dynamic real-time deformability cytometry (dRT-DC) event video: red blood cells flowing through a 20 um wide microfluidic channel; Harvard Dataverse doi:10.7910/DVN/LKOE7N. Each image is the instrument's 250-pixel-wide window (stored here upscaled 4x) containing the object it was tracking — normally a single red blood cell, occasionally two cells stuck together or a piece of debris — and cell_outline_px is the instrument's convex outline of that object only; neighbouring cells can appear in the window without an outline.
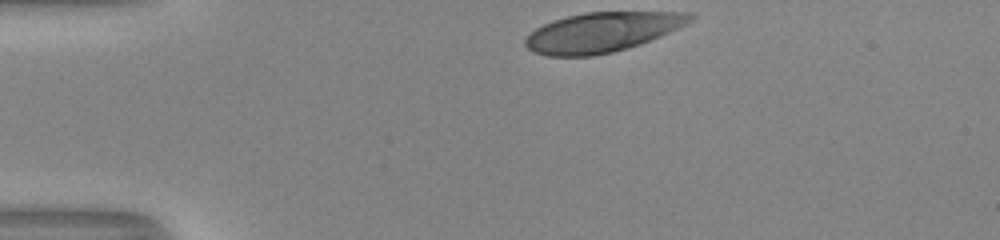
{"species": "human", "species_latin": "Homo sapiens", "temperature_condition": "room temperature", "stored_images_in_passage": 32, "camera_frame_rate_fps": 3000, "um_per_image_px": 0.085, "donor": {"sex": "male"}, "frame": {"image": 1, "passage_image": 1, "time_ms": 0.0, "image_size_px": [1000, 240], "cell_outline_px": [[696, 16], [692, 20], [660, 36], [640, 44], [628, 48], [612, 52], [592, 56], [548, 56], [536, 52], [528, 48], [524, 44], [524, 40], [536, 28], [552, 20], [584, 12], [688, 12]], "centroid_in_image_um": [51.16, 2.73], "position_along_channel_um": 33.8, "area_um2": 37.8}}
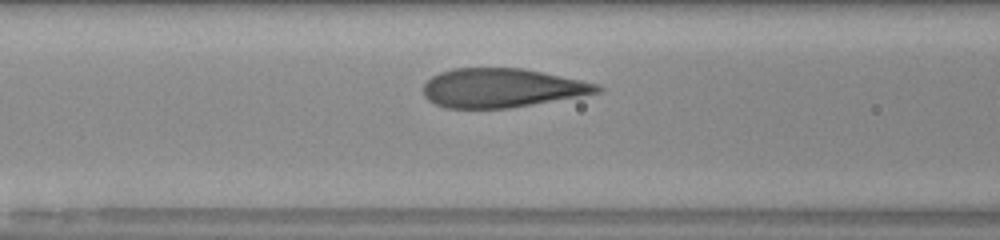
{"frame": {"image": 2, "passage_image": 12, "time_ms": 3.667, "image_size_px": [1000, 240], "cell_outline_px": [[604, 88], [600, 92], [532, 104], [508, 108], [444, 108], [428, 100], [424, 96], [424, 84], [432, 76], [440, 72], [452, 68], [524, 68], [596, 84]], "centroid_in_image_um": [42.59, 7.47], "position_along_channel_um": 124.0, "area_um2": 39.07}}
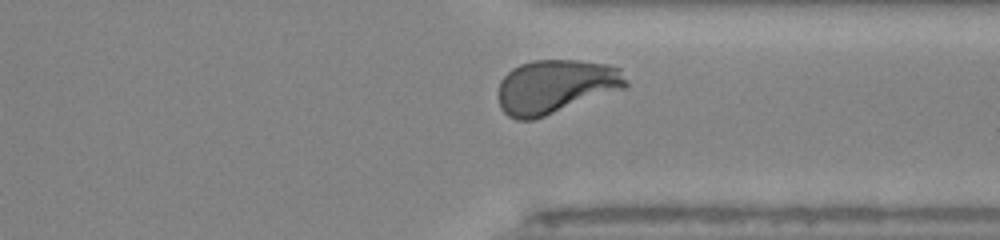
{"frame": {"image": 3, "passage_image": 30, "time_ms": 9.667, "image_size_px": [1000, 240], "cell_outline_px": [[628, 84], [624, 88], [544, 116], [532, 120], [516, 120], [508, 116], [500, 108], [496, 96], [500, 80], [512, 68], [520, 64], [532, 60], [580, 60], [608, 64], [620, 68]], "centroid_in_image_um": [47.16, 7.35], "position_along_channel_um": 364.2, "area_um2": 40.17}, "authors_computed_cell_mechanics": {"area_um2": 39.7086, "velocity_mm_per_s": 3.9985, "shape_relaxation_time_tau1_ms": 4.2353, "shape_relaxation_time_tau2_ms": null, "deformation_change_tau1": 0.1943, "deformation_change_tau2": null}}